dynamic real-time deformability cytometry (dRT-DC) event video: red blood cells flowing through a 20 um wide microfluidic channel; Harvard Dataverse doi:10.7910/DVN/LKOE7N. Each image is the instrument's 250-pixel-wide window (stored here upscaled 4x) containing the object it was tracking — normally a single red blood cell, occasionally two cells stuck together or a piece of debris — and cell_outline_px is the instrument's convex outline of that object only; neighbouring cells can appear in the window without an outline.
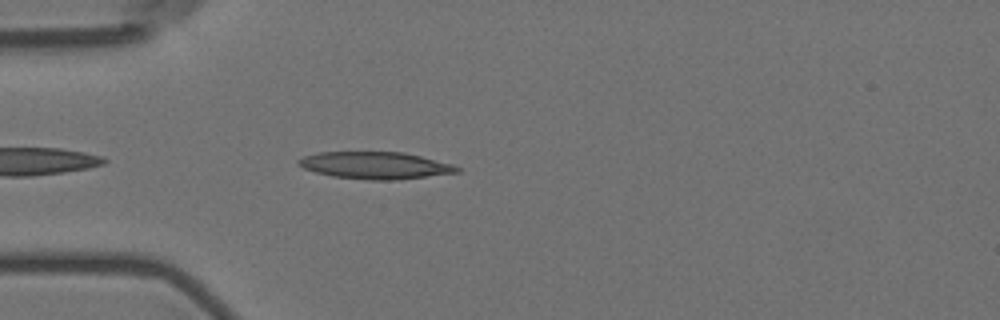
{"species": "Egyptian fruit bat (a non-hibernating species)", "species_latin": "Rousettus aegyptiacus", "temperature_condition": "room temperature", "stored_images_in_passage": 43, "camera_frame_rate_fps": 3000, "um_per_image_px": 0.085, "animal": {"sex": "female"}, "frame": {"image": 1, "passage_image": 3, "time_ms": 0.667, "image_size_px": [1000, 320], "cell_outline_px": [[460, 172], [396, 180], [368, 180], [332, 176], [316, 172], [304, 168], [296, 164], [296, 160], [304, 156], [316, 152], [404, 152], [452, 164], [460, 168]], "centroid_in_image_um": [31.86, 14.06], "position_along_channel_um": 53.1, "area_um2": 25.03}}
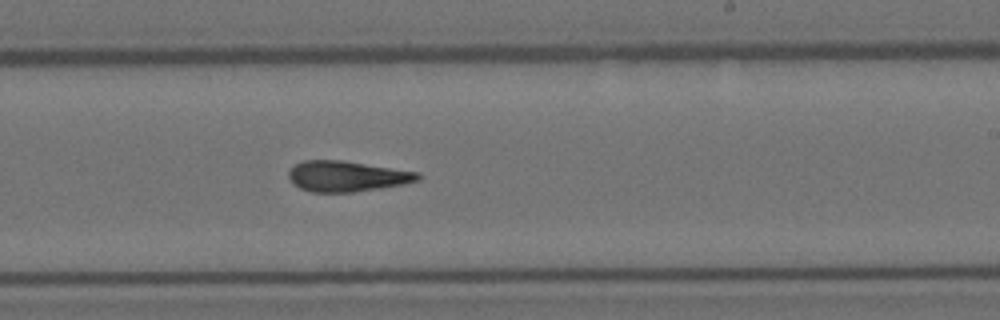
{"frame": {"image": 2, "passage_image": 21, "time_ms": 6.667, "image_size_px": [1000, 320], "cell_outline_px": [[420, 180], [404, 184], [380, 188], [352, 192], [312, 192], [300, 188], [292, 184], [288, 176], [288, 172], [296, 164], [304, 160], [340, 160], [420, 172]], "centroid_in_image_um": [29.48, 14.98], "position_along_channel_um": 259.5, "area_um2": 23.0}}
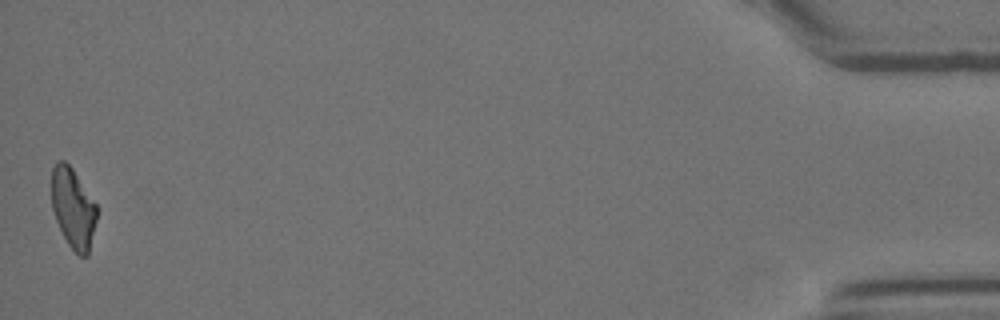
{"frame": {"image": 3, "passage_image": 43, "time_ms": 14.0, "image_size_px": [1000, 320], "cell_outline_px": [[96, 220], [88, 256], [80, 256], [68, 244], [56, 220], [52, 208], [52, 168], [56, 160], [64, 160], [72, 168], [96, 204]], "centroid_in_image_um": [6.2, 17.67], "position_along_channel_um": 429.0, "area_um2": 20.81}, "authors_computed_cell_mechanics": {"area_um2": 23.0044, "velocity_mm_per_s": 3.5816, "shape_relaxation_time_tau1_ms": 10.5537, "shape_relaxation_time_tau2_ms": 4.6582, "deformation_change_tau1": 0.2748, "deformation_change_tau2": 0.1584}}